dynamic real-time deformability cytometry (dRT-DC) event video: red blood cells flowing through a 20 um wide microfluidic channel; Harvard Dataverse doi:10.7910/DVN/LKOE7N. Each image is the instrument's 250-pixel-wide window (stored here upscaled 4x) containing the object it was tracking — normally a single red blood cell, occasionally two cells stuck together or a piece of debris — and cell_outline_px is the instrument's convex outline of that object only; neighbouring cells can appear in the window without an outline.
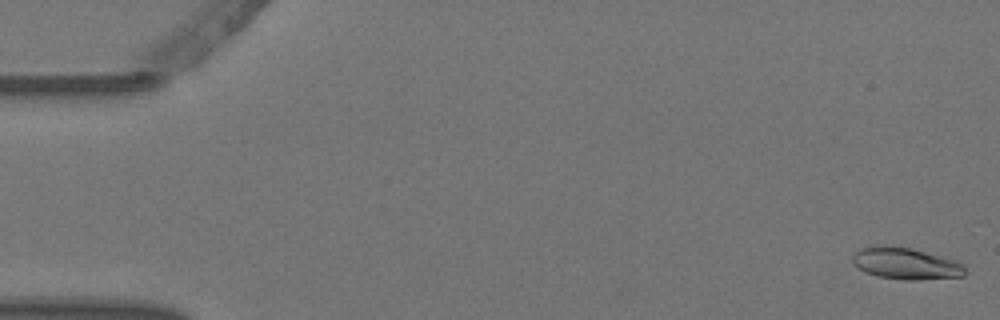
{"species": "Egyptian fruit bat (a non-hibernating species)", "species_latin": "Rousettus aegyptiacus", "temperature_condition": "warm", "stored_images_in_passage": 4, "camera_frame_rate_fps": 3000, "um_per_image_px": 0.085, "animal": {"sex": "female"}, "frame": {"image": 1, "passage_image": 1, "time_ms": 0.0, "image_size_px": [1000, 320], "cell_outline_px": [[964, 276], [920, 280], [904, 280], [876, 276], [852, 264], [852, 252], [868, 244], [888, 244], [912, 248], [960, 260], [964, 264]], "centroid_in_image_um": [76.97, 22.36], "position_along_channel_um": 8.0, "area_um2": 21.56}}
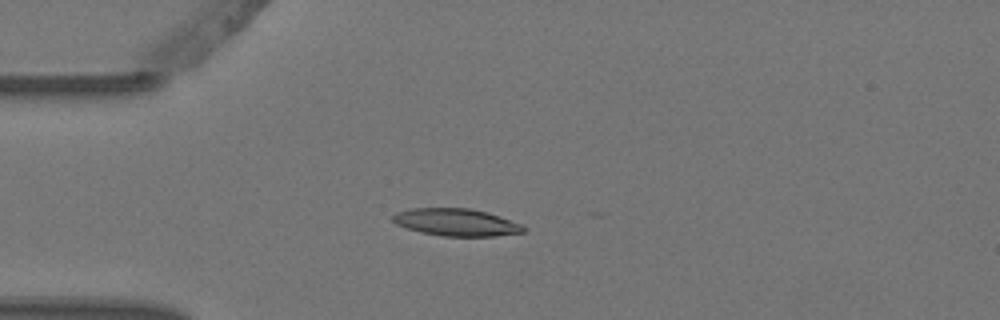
{"frame": {"image": 2, "passage_image": 4, "time_ms": 1.0, "image_size_px": [1000, 320], "cell_outline_px": [[524, 232], [496, 236], [440, 236], [420, 232], [396, 224], [392, 220], [392, 216], [396, 212], [412, 208], [468, 208], [488, 212], [524, 224]], "centroid_in_image_um": [38.8, 18.89], "position_along_channel_um": 46.2, "area_um2": 20.92}}